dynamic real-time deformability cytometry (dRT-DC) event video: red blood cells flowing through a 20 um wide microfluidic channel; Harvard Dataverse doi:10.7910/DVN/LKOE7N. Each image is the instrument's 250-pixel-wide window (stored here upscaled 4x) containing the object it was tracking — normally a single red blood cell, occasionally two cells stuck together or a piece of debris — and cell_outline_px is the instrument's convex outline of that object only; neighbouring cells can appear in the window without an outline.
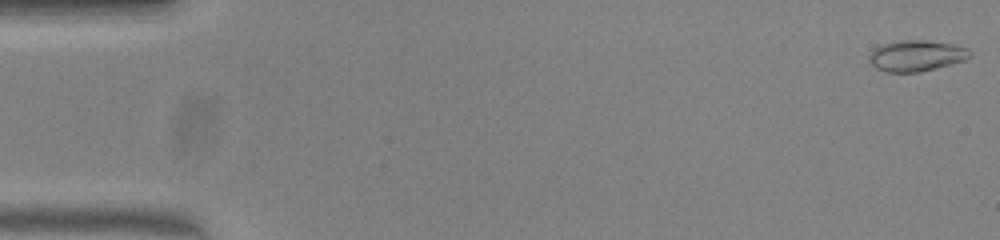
{"species": "common noctule bat (a hibernating species)", "species_latin": "Nyctalus noctula", "temperature_condition": "warm", "stored_images_in_passage": 51, "camera_frame_rate_fps": 3000, "um_per_image_px": 0.085, "animal": {"sex": "female", "body_mass_g": 23.0, "forearm_length_mm": 53.4}, "frame": {"image": 1, "passage_image": 1, "time_ms": 0.0, "image_size_px": [1000, 240], "cell_outline_px": [[972, 56], [964, 60], [936, 68], [920, 72], [884, 72], [876, 68], [868, 60], [868, 56], [876, 48], [884, 44], [896, 40], [928, 40], [952, 44], [968, 48]], "centroid_in_image_um": [77.89, 4.73], "position_along_channel_um": 7.1, "area_um2": 18.21}}
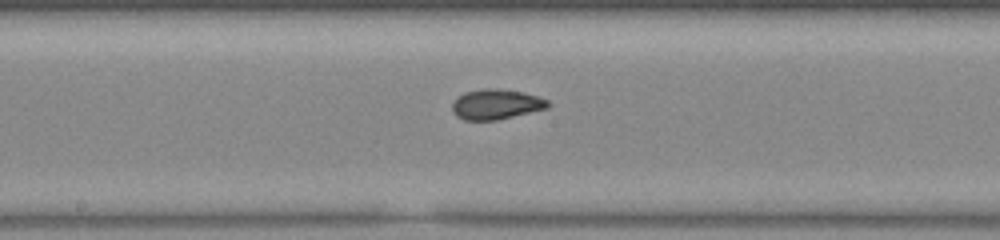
{"frame": {"image": 2, "passage_image": 27, "time_ms": 8.667, "image_size_px": [1000, 240], "cell_outline_px": [[552, 104], [548, 108], [496, 120], [464, 120], [456, 116], [452, 112], [452, 104], [464, 92], [484, 88], [496, 88], [524, 92], [548, 100]], "centroid_in_image_um": [42.18, 8.86], "position_along_channel_um": 206.0, "area_um2": 16.82}}
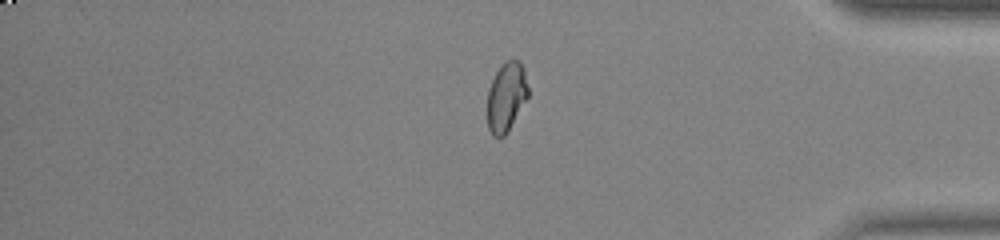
{"frame": {"image": 3, "passage_image": 43, "time_ms": 14.0, "image_size_px": [1000, 240], "cell_outline_px": [[528, 96], [508, 132], [504, 136], [492, 136], [488, 128], [488, 88], [496, 72], [508, 60], [520, 60], [524, 68], [528, 88]], "centroid_in_image_um": [43.04, 8.25], "position_along_channel_um": 392.2, "area_um2": 16.3}, "authors_computed_cell_mechanics": {"area_um2": 16.9354, "velocity_mm_per_s": 3.9981, "shape_relaxation_time_tau1_ms": 6.847, "shape_relaxation_time_tau2_ms": 1.1682, "deformation_change_tau1": 0.1893, "deformation_change_tau2": 0.0513}}